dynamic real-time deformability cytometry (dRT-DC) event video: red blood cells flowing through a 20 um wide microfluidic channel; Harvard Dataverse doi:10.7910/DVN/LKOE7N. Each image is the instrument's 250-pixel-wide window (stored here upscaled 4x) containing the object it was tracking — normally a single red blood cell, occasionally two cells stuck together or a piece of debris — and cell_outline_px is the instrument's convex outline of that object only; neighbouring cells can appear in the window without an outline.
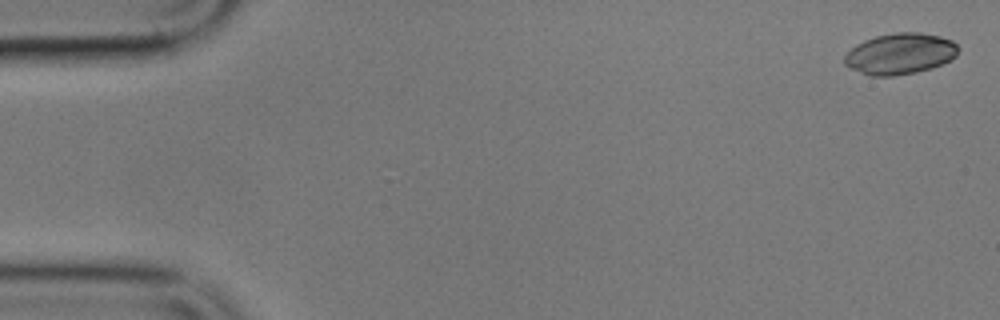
{"species": "common noctule bat (a hibernating species)", "species_latin": "Nyctalus noctula", "temperature_condition": "cold", "stored_images_in_passage": 9, "camera_frame_rate_fps": 3000, "um_per_image_px": 0.085, "animal": {"sex": "male", "body_mass_g": 17.9}, "frame": {"image": 1, "passage_image": 1, "time_ms": 0.0, "image_size_px": [1000, 320], "cell_outline_px": [[960, 48], [956, 56], [952, 60], [932, 68], [916, 72], [892, 76], [868, 76], [848, 68], [844, 64], [844, 56], [856, 44], [864, 40], [876, 36], [896, 32], [920, 32], [940, 36], [952, 40]], "centroid_in_image_um": [76.51, 4.57], "position_along_channel_um": 8.5, "area_um2": 27.57}}
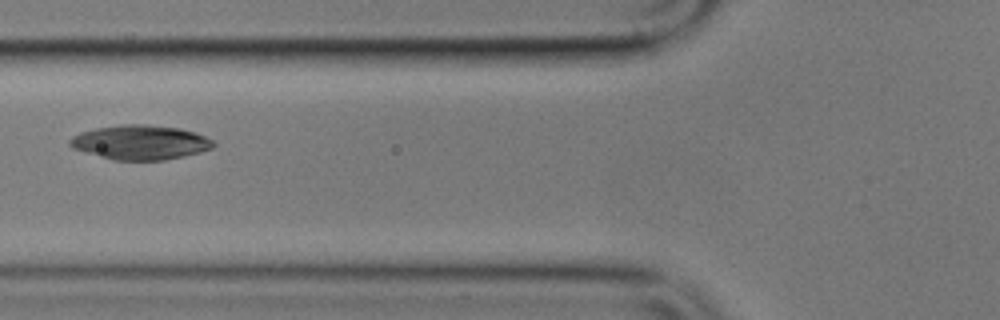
{"frame": {"image": 2, "passage_image": 7, "time_ms": 7.0, "image_size_px": [1000, 320], "cell_outline_px": [[216, 144], [212, 148], [200, 152], [184, 156], [164, 160], [112, 160], [72, 148], [68, 144], [68, 140], [72, 136], [80, 132], [96, 128], [120, 124], [144, 124], [180, 128], [196, 132], [212, 140]], "centroid_in_image_um": [11.91, 12.09], "position_along_channel_um": 113.9, "area_um2": 28.96}}
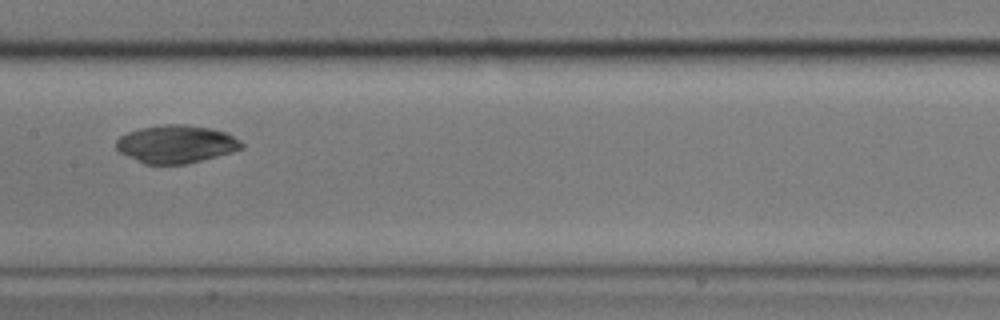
{"frame": {"image": 3, "passage_image": 9, "time_ms": 9.333, "image_size_px": [1000, 320], "cell_outline_px": [[244, 148], [232, 152], [188, 164], [144, 164], [120, 152], [116, 148], [116, 140], [120, 136], [128, 132], [140, 128], [164, 124], [188, 124], [212, 128], [228, 132], [240, 140], [244, 144]], "centroid_in_image_um": [15.01, 12.24], "position_along_channel_um": 192.4, "area_um2": 27.98}}